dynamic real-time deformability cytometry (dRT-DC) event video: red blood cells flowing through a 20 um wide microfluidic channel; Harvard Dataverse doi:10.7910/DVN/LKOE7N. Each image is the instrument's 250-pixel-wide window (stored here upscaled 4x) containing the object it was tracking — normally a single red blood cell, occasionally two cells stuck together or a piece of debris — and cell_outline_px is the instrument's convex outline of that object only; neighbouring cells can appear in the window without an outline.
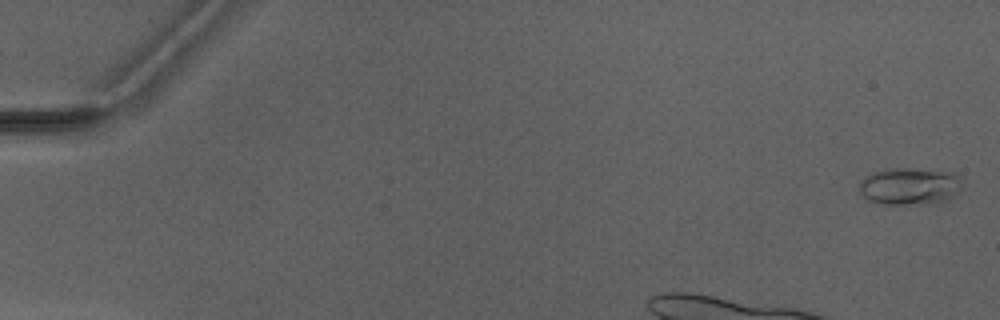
{"species": "Egyptian fruit bat (a non-hibernating species)", "species_latin": "Rousettus aegyptiacus", "temperature_condition": "warm", "stored_images_in_passage": 6, "camera_frame_rate_fps": 3000, "um_per_image_px": 0.085, "animal": {"sex": "male"}, "frame": {"image": 1, "passage_image": 1, "time_ms": 0.0, "image_size_px": [1000, 320], "cell_outline_px": [[960, 188], [956, 196], [948, 200], [928, 204], [884, 204], [868, 200], [860, 192], [860, 184], [864, 176], [872, 172], [896, 168], [904, 168], [952, 172], [960, 176]], "centroid_in_image_um": [77.34, 15.84], "position_along_channel_um": 7.7, "area_um2": 22.25}}
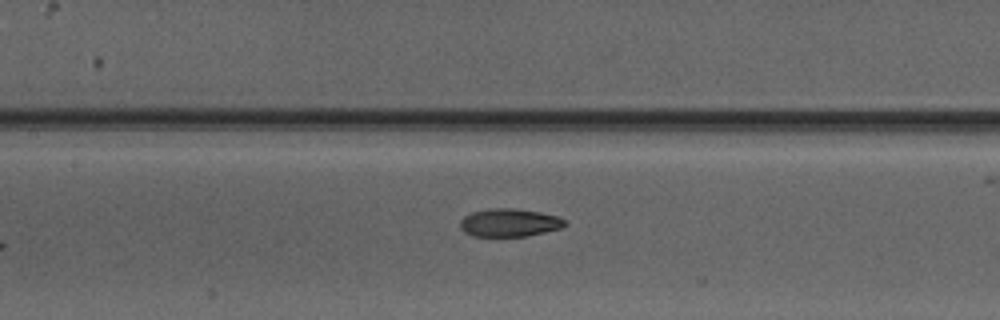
{"frame": {"image": 2, "passage_image": 6, "time_ms": 8.0, "image_size_px": [1000, 320], "cell_outline_px": [[568, 224], [564, 228], [528, 236], [472, 236], [464, 232], [460, 228], [460, 220], [464, 216], [472, 212], [488, 208], [512, 208], [540, 212], [560, 216]], "centroid_in_image_um": [43.33, 18.93], "position_along_channel_um": 164.1, "area_um2": 17.4}}